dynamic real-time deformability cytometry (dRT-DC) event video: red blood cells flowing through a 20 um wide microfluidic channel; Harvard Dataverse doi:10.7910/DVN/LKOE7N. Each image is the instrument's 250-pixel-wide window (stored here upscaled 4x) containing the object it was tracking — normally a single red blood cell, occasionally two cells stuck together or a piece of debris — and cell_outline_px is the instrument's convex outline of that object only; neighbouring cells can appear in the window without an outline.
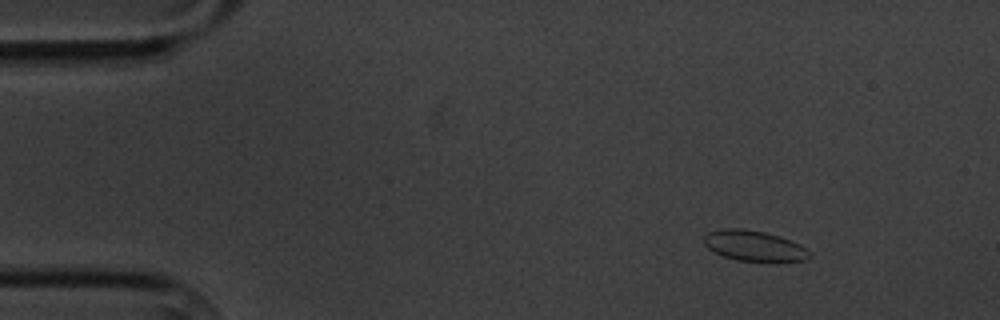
{"species": "common noctule bat (a hibernating species)", "species_latin": "Nyctalus noctula", "temperature_condition": "cold", "stored_images_in_passage": 8, "camera_frame_rate_fps": 3000, "um_per_image_px": 0.085, "animal": {"sex": "male", "body_mass_g": 20.1, "forearm_length_mm": 53.5}, "frame": {"image": 1, "passage_image": 2, "time_ms": 1.0, "image_size_px": [1000, 320], "cell_outline_px": [[812, 256], [808, 260], [736, 260], [724, 256], [708, 248], [704, 244], [704, 236], [708, 232], [720, 228], [744, 228], [764, 232], [780, 236], [800, 244], [812, 252]], "centroid_in_image_um": [64.11, 20.86], "position_along_channel_um": 20.9, "area_um2": 18.61}}
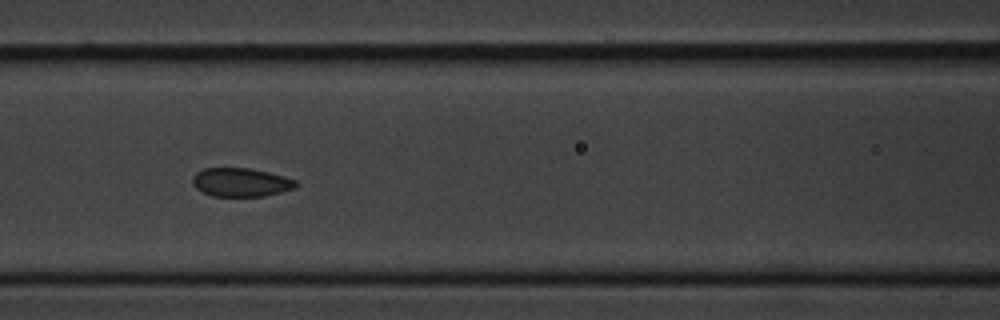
{"frame": {"image": 2, "passage_image": 7, "time_ms": 7.0, "image_size_px": [1000, 320], "cell_outline_px": [[300, 184], [296, 188], [264, 196], [212, 196], [196, 188], [192, 184], [192, 176], [196, 172], [204, 168], [252, 168], [284, 176], [296, 180]], "centroid_in_image_um": [20.49, 15.49], "position_along_channel_um": 146.1, "area_um2": 17.4}}
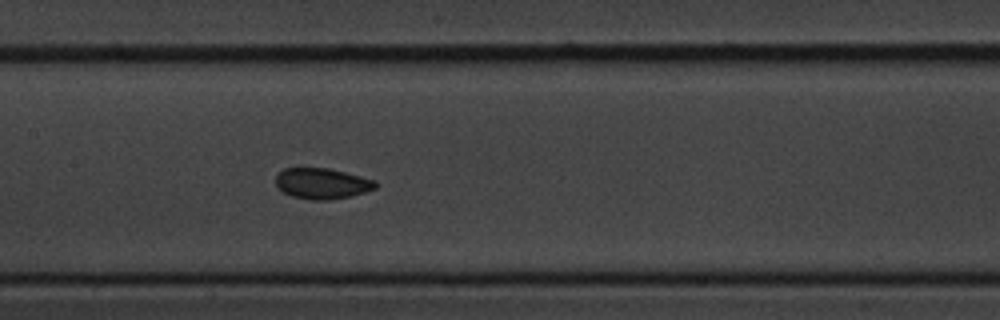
{"frame": {"image": 3, "passage_image": 8, "time_ms": 8.0, "image_size_px": [1000, 320], "cell_outline_px": [[380, 184], [376, 188], [352, 196], [328, 200], [308, 200], [292, 196], [284, 192], [276, 184], [276, 176], [284, 168], [328, 168], [376, 180]], "centroid_in_image_um": [27.41, 15.6], "position_along_channel_um": 180.0, "area_um2": 17.92}}